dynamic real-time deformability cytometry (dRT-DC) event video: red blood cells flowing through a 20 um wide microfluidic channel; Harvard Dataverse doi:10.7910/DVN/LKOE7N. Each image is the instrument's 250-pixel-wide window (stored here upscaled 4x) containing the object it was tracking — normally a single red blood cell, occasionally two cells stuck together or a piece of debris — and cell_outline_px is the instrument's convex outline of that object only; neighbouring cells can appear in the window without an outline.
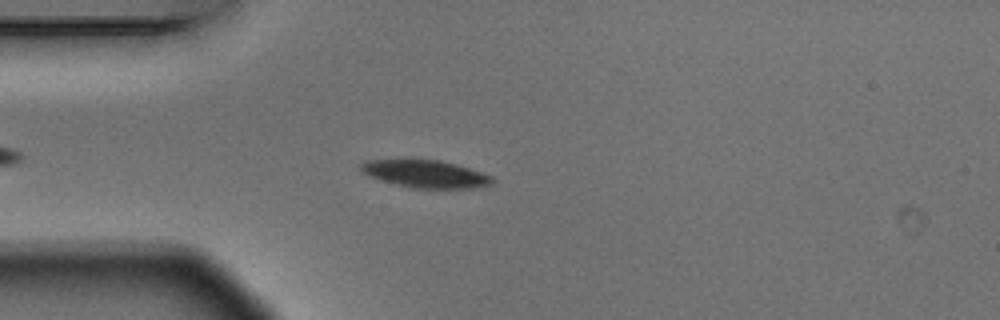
{"species": "Egyptian fruit bat (a non-hibernating species)", "species_latin": "Rousettus aegyptiacus", "temperature_condition": "warm", "stored_images_in_passage": 4, "camera_frame_rate_fps": 3000, "um_per_image_px": 0.085, "animal": {"sex": "male"}, "frame": {"image": 1, "passage_image": 3, "time_ms": 0.667, "image_size_px": [1000, 320], "cell_outline_px": [[496, 180], [492, 184], [476, 188], [412, 188], [380, 180], [368, 176], [360, 168], [360, 164], [368, 160], [440, 160], [456, 164], [492, 176]], "centroid_in_image_um": [36.2, 14.79], "position_along_channel_um": 48.8, "area_um2": 20.92}}